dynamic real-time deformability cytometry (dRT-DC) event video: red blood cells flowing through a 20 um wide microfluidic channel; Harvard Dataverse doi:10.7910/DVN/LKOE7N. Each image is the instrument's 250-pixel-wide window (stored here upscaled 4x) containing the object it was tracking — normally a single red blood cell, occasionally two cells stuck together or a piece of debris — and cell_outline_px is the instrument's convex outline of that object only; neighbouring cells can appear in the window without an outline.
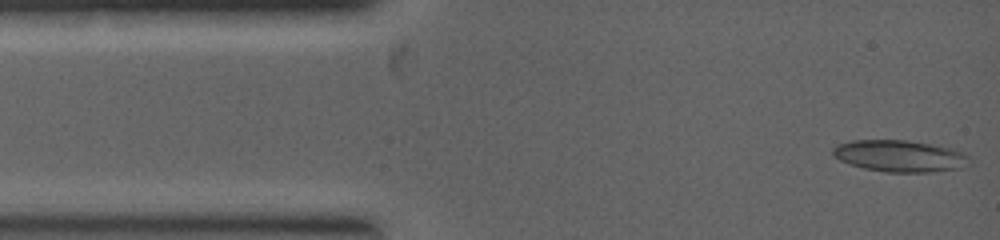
{"species": "common noctule bat (a hibernating species)", "species_latin": "Nyctalus noctula", "temperature_condition": "warm", "stored_images_in_passage": 3, "camera_frame_rate_fps": 5000, "um_per_image_px": 0.085, "animal": {"sex": "female", "body_mass_g": 19.0, "forearm_length_mm": 53.3}, "frame": {"image": 1, "passage_image": 1, "time_ms": 0.0, "image_size_px": [1000, 240], "cell_outline_px": [[968, 156], [956, 168], [932, 172], [884, 172], [864, 168], [848, 164], [832, 156], [832, 148], [836, 144], [852, 140], [908, 140], [932, 144], [964, 152]], "centroid_in_image_um": [76.33, 13.24], "position_along_channel_um": 8.7, "area_um2": 24.85}}